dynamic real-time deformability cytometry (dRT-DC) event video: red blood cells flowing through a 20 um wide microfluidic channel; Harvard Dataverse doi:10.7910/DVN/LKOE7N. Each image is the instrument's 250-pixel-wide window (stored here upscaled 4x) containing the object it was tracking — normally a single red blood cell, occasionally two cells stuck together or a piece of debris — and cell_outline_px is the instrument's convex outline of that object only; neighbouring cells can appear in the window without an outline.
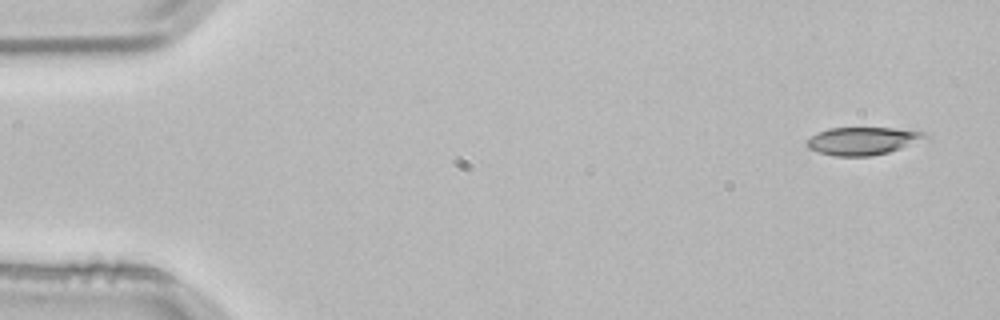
{"species": "common noctule bat (a hibernating species)", "species_latin": "Nyctalus noctula", "temperature_condition": "room temperature", "stored_images_in_passage": 3, "camera_frame_rate_fps": 3000, "um_per_image_px": 0.085, "animal": {"sex": "male", "body_mass_g": 21.5, "forearm_length_mm": 52.0}, "frame": {"image": 1, "passage_image": 1, "time_ms": 0.0, "image_size_px": [1000, 320], "cell_outline_px": [[932, 136], [900, 148], [888, 152], [872, 156], [832, 156], [808, 148], [804, 144], [804, 140], [828, 128], [892, 128], [924, 132]], "centroid_in_image_um": [73.29, 11.98], "position_along_channel_um": 11.7, "area_um2": 19.07}}
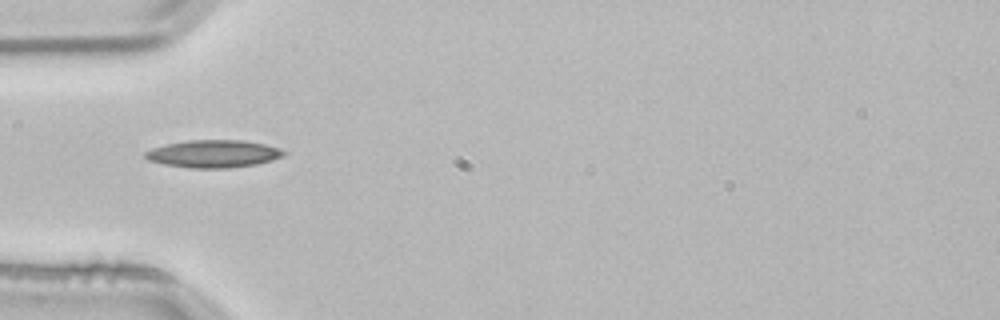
{"frame": {"image": 2, "passage_image": 3, "time_ms": 0.667, "image_size_px": [1000, 320], "cell_outline_px": [[288, 152], [284, 156], [272, 160], [256, 164], [228, 168], [188, 168], [164, 164], [148, 160], [144, 156], [144, 152], [152, 148], [168, 144], [188, 140], [244, 140], [264, 144]], "centroid_in_image_um": [18.14, 13.07], "position_along_channel_um": 66.9, "area_um2": 22.2}}